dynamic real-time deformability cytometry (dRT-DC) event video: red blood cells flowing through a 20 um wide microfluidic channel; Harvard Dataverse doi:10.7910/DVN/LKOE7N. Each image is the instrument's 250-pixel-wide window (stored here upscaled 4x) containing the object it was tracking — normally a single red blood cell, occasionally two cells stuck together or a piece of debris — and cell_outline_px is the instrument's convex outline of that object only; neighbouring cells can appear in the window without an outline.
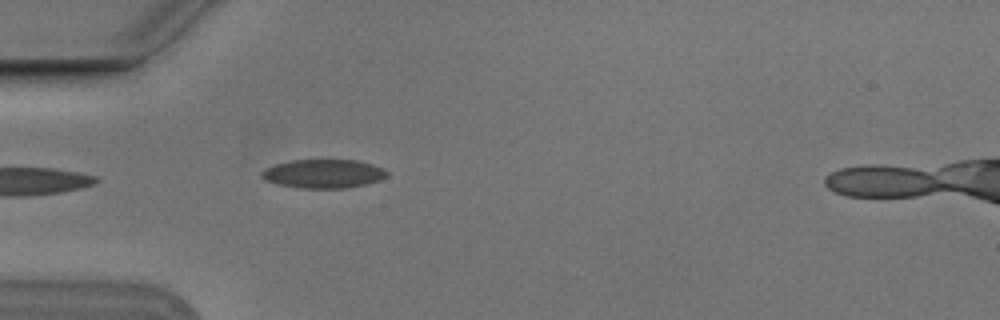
{"species": "Egyptian fruit bat (a non-hibernating species)", "species_latin": "Rousettus aegyptiacus", "temperature_condition": "cold", "stored_images_in_passage": 1, "camera_frame_rate_fps": 3000, "um_per_image_px": 0.085, "animal": {"sex": "male"}, "frame": {"image": 1, "passage_image": 1, "time_ms": 0.0, "image_size_px": [1000, 320], "cell_outline_px": [[388, 176], [380, 180], [348, 188], [300, 188], [276, 184], [264, 180], [260, 176], [260, 172], [264, 168], [276, 164], [292, 160], [356, 160], [372, 164], [384, 168], [388, 172]], "centroid_in_image_um": [27.47, 14.77], "position_along_channel_um": 57.5, "area_um2": 21.15}}